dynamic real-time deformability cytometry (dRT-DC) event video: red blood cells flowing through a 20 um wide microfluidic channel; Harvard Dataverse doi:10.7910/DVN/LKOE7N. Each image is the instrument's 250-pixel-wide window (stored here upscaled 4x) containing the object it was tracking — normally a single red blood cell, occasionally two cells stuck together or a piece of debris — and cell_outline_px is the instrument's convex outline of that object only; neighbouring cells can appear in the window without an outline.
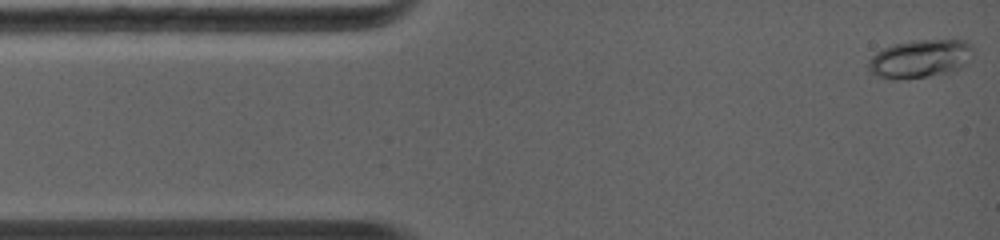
{"species": "common noctule bat (a hibernating species)", "species_latin": "Nyctalus noctula", "temperature_condition": "warm", "stored_images_in_passage": 18, "camera_frame_rate_fps": 5000, "um_per_image_px": 0.085, "animal": {"sex": "female", "body_mass_g": 19.0, "forearm_length_mm": 56.7}, "frame": {"image": 1, "passage_image": 1, "time_ms": 0.0, "image_size_px": [1000, 240], "cell_outline_px": [[976, 52], [960, 68], [948, 72], [928, 76], [904, 80], [888, 80], [876, 76], [868, 68], [868, 60], [876, 52], [884, 48], [896, 44], [912, 40], [964, 40], [972, 44]], "centroid_in_image_um": [78.21, 5.0], "position_along_channel_um": 6.8, "area_um2": 23.58}}
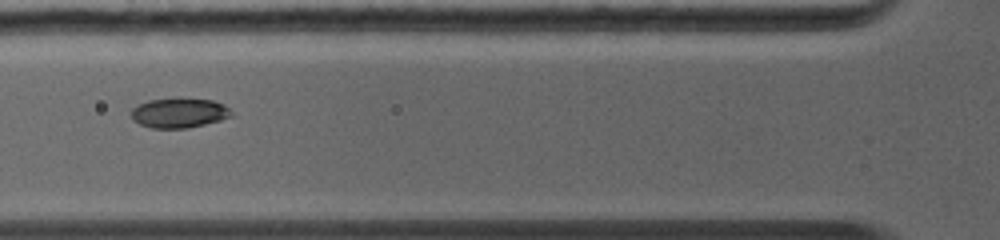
{"frame": {"image": 2, "passage_image": 11, "time_ms": 4.0, "image_size_px": [1000, 240], "cell_outline_px": [[232, 116], [220, 120], [188, 128], [152, 128], [140, 124], [132, 120], [132, 108], [148, 100], [212, 100], [224, 104], [232, 112]], "centroid_in_image_um": [15.22, 9.63], "position_along_channel_um": 110.6, "area_um2": 16.82}}
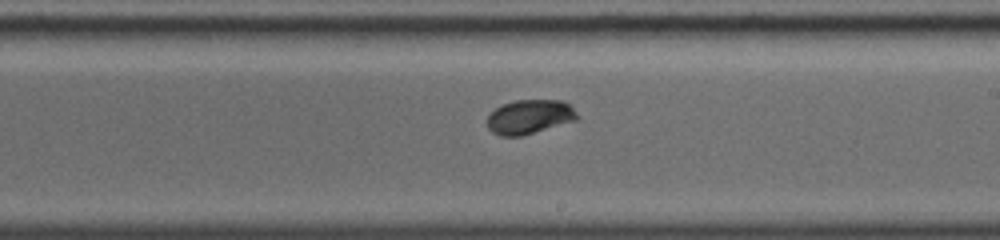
{"frame": {"image": 3, "passage_image": 18, "time_ms": 7.0, "image_size_px": [1000, 240], "cell_outline_px": [[580, 116], [576, 120], [520, 136], [500, 136], [492, 132], [488, 128], [488, 116], [496, 108], [504, 104], [516, 100], [560, 100], [568, 104]], "centroid_in_image_um": [45.01, 9.93], "position_along_channel_um": 244.0, "area_um2": 17.69}}